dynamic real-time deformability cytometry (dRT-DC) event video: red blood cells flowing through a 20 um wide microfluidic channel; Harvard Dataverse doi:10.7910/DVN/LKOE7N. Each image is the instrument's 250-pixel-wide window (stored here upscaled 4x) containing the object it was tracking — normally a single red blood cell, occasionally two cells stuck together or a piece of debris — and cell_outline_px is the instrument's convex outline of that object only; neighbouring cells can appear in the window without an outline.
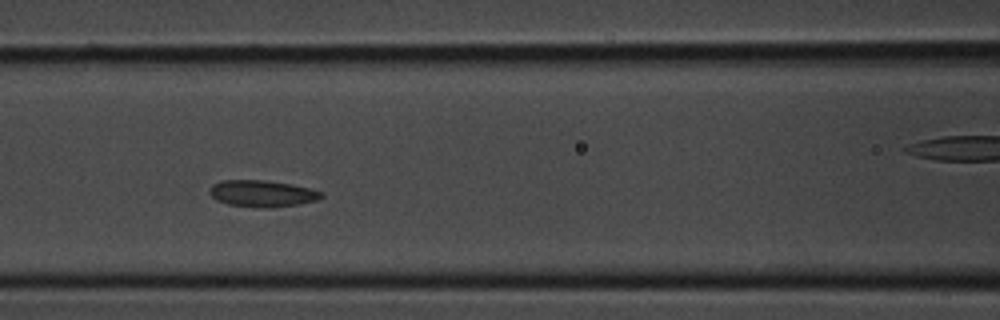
{"species": "common noctule bat (a hibernating species)", "species_latin": "Nyctalus noctula", "temperature_condition": "room temperature", "stored_images_in_passage": 32, "camera_frame_rate_fps": 3000, "um_per_image_px": 0.085, "animal": {"sex": "male", "body_mass_g": 20.1, "forearm_length_mm": 53.5}, "frame": {"image": 1, "passage_image": 10, "time_ms": 3.0, "image_size_px": [1000, 320], "cell_outline_px": [[324, 196], [316, 200], [296, 204], [272, 208], [256, 208], [228, 204], [216, 200], [208, 192], [208, 188], [212, 184], [220, 180], [264, 180], [292, 184], [312, 188], [324, 192]], "centroid_in_image_um": [22.27, 16.44], "position_along_channel_um": 144.3, "area_um2": 17.63}}
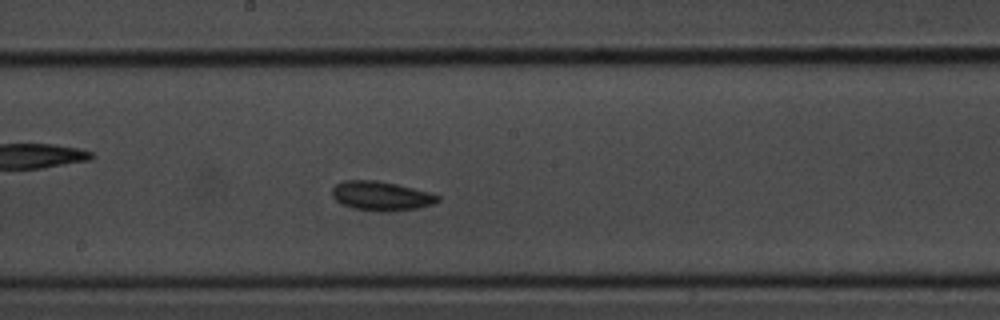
{"frame": {"image": 2, "passage_image": 14, "time_ms": 4.333, "image_size_px": [1000, 320], "cell_outline_px": [[440, 200], [432, 204], [416, 208], [352, 208], [336, 200], [332, 196], [332, 188], [336, 184], [344, 180], [372, 180], [396, 184], [428, 192], [440, 196]], "centroid_in_image_um": [32.36, 16.59], "position_along_channel_um": 215.8, "area_um2": 16.82}}
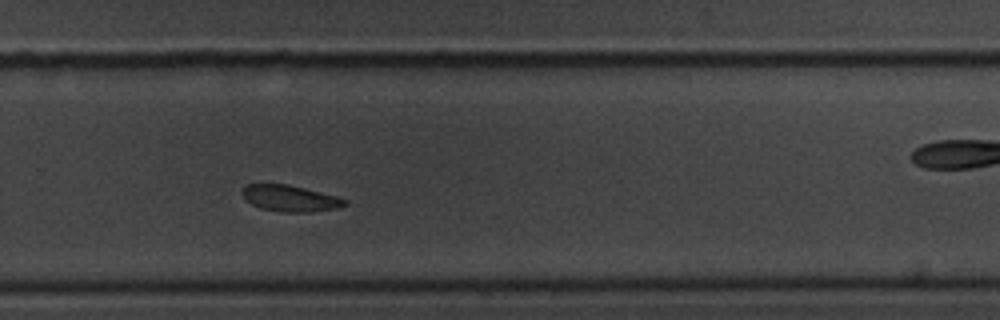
{"frame": {"image": 3, "passage_image": 19, "time_ms": 6.0, "image_size_px": [1000, 320], "cell_outline_px": [[348, 204], [336, 208], [312, 212], [284, 212], [260, 208], [252, 204], [240, 192], [248, 184], [288, 184], [336, 196], [348, 200]], "centroid_in_image_um": [24.68, 16.86], "position_along_channel_um": 305.1, "area_um2": 15.55}}